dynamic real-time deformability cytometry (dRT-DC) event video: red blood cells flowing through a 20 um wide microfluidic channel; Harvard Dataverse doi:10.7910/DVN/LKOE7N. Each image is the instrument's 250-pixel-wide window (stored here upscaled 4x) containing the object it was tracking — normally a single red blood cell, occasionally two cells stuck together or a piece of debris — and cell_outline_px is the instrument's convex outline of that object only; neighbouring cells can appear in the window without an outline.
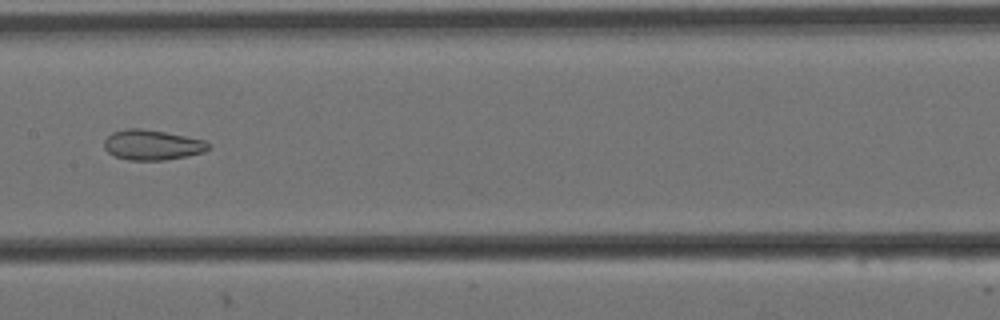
{"species": "Egyptian fruit bat (a non-hibernating species)", "species_latin": "Rousettus aegyptiacus", "temperature_condition": "cold", "stored_images_in_passage": 9, "camera_frame_rate_fps": 3000, "um_per_image_px": 0.085, "animal": {"sex": "female"}, "frame": {"image": 1, "passage_image": 6, "time_ms": 1.667, "image_size_px": [1000, 320], "cell_outline_px": [[212, 144], [204, 152], [188, 156], [164, 160], [128, 160], [116, 156], [108, 152], [104, 148], [104, 140], [112, 132], [128, 128], [140, 128], [164, 132], [204, 140]], "centroid_in_image_um": [12.93, 12.32], "position_along_channel_um": 194.5, "area_um2": 18.26}}
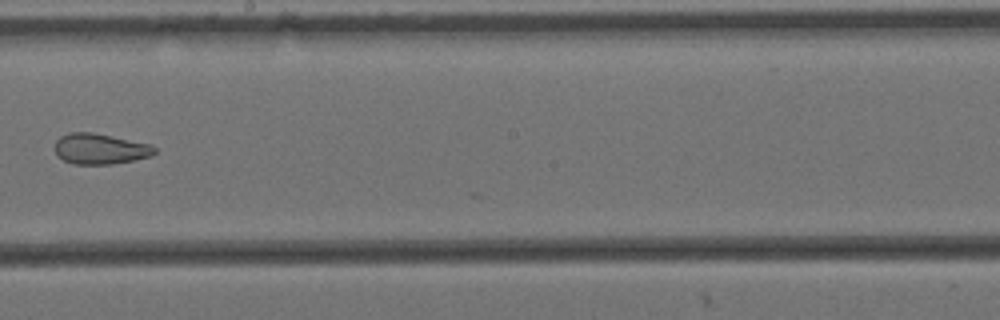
{"frame": {"image": 2, "passage_image": 7, "time_ms": 2.0, "image_size_px": [1000, 320], "cell_outline_px": [[156, 152], [152, 156], [112, 164], [72, 164], [56, 156], [52, 148], [56, 140], [60, 136], [72, 132], [92, 132], [152, 144], [156, 148]], "centroid_in_image_um": [8.47, 12.65], "position_along_channel_um": 239.7, "area_um2": 18.09}}